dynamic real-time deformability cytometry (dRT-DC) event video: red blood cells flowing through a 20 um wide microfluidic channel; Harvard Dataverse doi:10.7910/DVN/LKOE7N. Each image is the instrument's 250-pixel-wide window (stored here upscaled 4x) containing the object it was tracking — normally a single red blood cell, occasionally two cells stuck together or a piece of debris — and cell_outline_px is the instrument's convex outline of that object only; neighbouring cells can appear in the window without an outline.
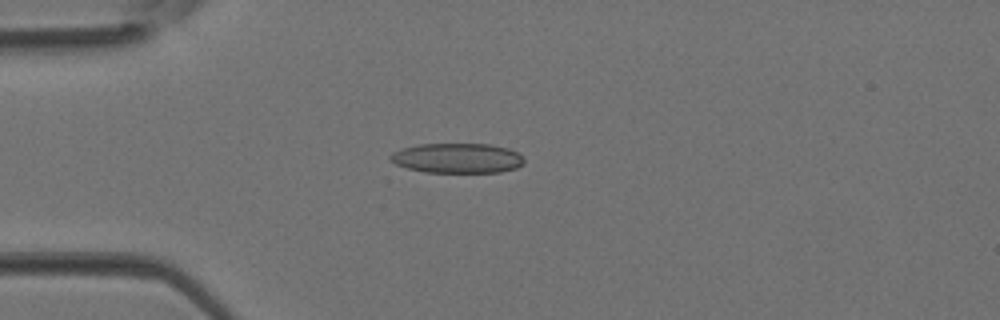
{"species": "Egyptian fruit bat (a non-hibernating species)", "species_latin": "Rousettus aegyptiacus", "temperature_condition": "room temperature", "stored_images_in_passage": 2, "camera_frame_rate_fps": 3000, "um_per_image_px": 0.085, "animal": {"sex": "female"}, "frame": {"image": 1, "passage_image": 2, "time_ms": 0.333, "image_size_px": [1000, 320], "cell_outline_px": [[524, 164], [516, 168], [500, 172], [424, 172], [408, 168], [396, 164], [388, 156], [392, 152], [400, 148], [420, 144], [488, 144], [508, 148], [516, 152], [524, 160]], "centroid_in_image_um": [38.85, 13.44], "position_along_channel_um": 46.1, "area_um2": 23.24}}